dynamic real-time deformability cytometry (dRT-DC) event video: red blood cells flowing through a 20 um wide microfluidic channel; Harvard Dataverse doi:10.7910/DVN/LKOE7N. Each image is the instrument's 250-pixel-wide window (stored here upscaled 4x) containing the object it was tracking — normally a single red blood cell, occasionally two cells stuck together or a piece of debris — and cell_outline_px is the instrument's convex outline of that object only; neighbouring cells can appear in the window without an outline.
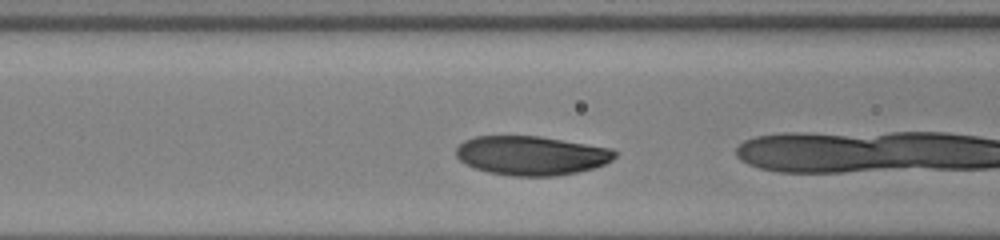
{"species": "human", "species_latin": "Homo sapiens", "temperature_condition": "warm", "stored_images_in_passage": 4, "camera_frame_rate_fps": 3000, "um_per_image_px": 0.085, "donor": {"sex": "male"}, "frame": {"image": 1, "passage_image": 3, "time_ms": 0.667, "image_size_px": [1000, 240], "cell_outline_px": [[616, 156], [612, 160], [604, 164], [592, 168], [576, 172], [556, 176], [512, 176], [488, 172], [464, 164], [456, 156], [456, 148], [464, 140], [476, 136], [540, 136], [612, 148], [616, 152]], "centroid_in_image_um": [45.15, 13.21], "position_along_channel_um": 121.4, "area_um2": 36.24}}